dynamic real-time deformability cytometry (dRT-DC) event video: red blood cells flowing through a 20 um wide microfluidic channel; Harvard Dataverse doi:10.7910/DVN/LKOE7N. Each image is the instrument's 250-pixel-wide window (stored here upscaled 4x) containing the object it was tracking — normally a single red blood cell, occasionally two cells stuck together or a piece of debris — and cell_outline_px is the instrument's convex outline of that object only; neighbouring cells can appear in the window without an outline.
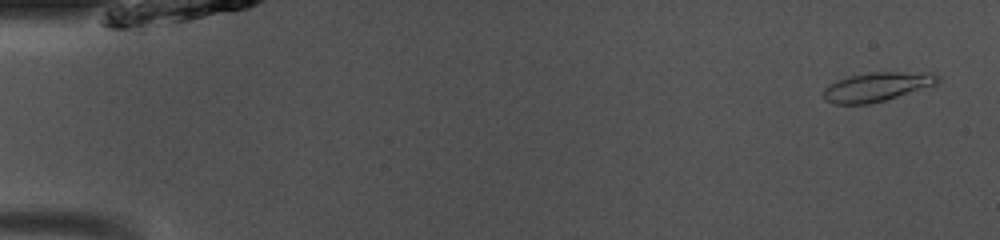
{"species": "common noctule bat (a hibernating species)", "species_latin": "Nyctalus noctula", "temperature_condition": "room temperature", "stored_images_in_passage": 48, "camera_frame_rate_fps": 3000, "um_per_image_px": 0.085, "animal": {"sex": "male", "body_mass_g": 13.0, "forearm_length_mm": 53.1}, "frame": {"image": 1, "passage_image": 2, "time_ms": 0.333, "image_size_px": [1000, 240], "cell_outline_px": [[940, 80], [936, 84], [884, 100], [868, 104], [836, 104], [824, 100], [824, 88], [836, 80], [848, 76], [868, 72], [936, 72], [940, 76]], "centroid_in_image_um": [74.54, 7.36], "position_along_channel_um": 10.5, "area_um2": 19.36}}
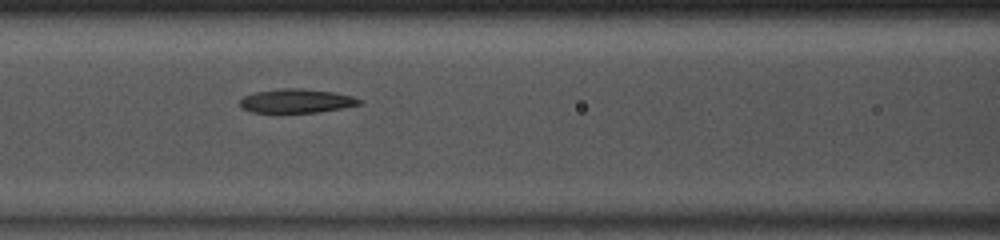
{"frame": {"image": 2, "passage_image": 21, "time_ms": 6.667, "image_size_px": [1000, 240], "cell_outline_px": [[360, 104], [320, 112], [252, 112], [240, 108], [240, 100], [244, 96], [256, 92], [276, 88], [304, 88], [332, 92], [352, 96], [360, 100]], "centroid_in_image_um": [25.14, 8.57], "position_along_channel_um": 141.5, "area_um2": 16.53}}
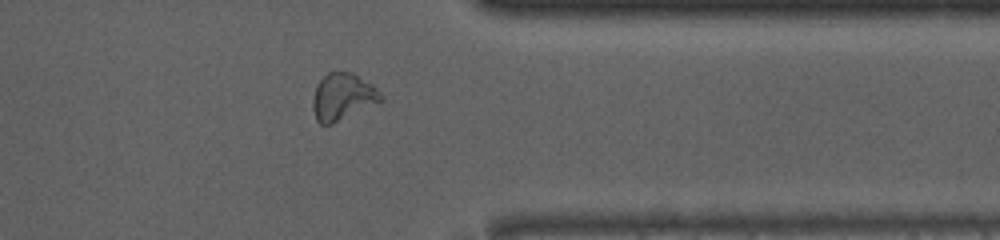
{"frame": {"image": 3, "passage_image": 39, "time_ms": 12.667, "image_size_px": [1000, 240], "cell_outline_px": [[384, 100], [332, 124], [320, 124], [316, 120], [312, 108], [312, 100], [316, 84], [328, 72], [352, 72], [376, 88], [384, 96]], "centroid_in_image_um": [29.11, 8.23], "position_along_channel_um": 382.3, "area_um2": 18.55}, "authors_computed_cell_mechanics": {"area_um2": 17.7157, "velocity_mm_per_s": 4.115, "shape_relaxation_time_tau1_ms": 3.8649, "shape_relaxation_time_tau2_ms": 2.6014, "deformation_change_tau1": 0.1358, "deformation_change_tau2": 0.1113}}